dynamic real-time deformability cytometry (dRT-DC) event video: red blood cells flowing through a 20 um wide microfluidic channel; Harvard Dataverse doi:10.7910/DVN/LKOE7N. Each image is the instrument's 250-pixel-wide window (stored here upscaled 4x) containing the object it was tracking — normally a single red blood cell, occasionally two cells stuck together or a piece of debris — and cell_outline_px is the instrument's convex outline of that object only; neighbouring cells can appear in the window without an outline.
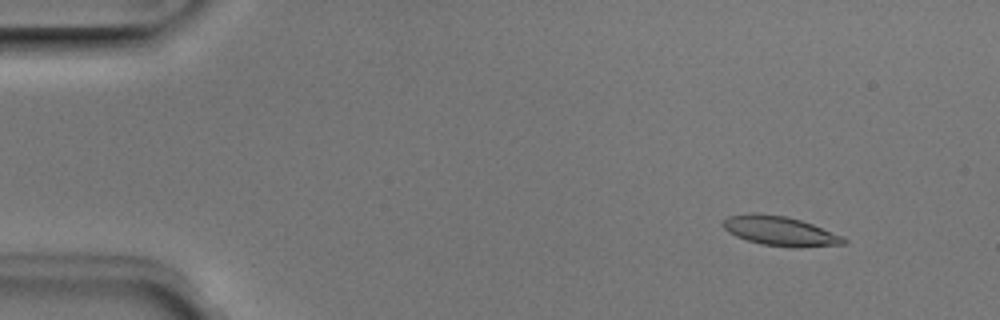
{"species": "Egyptian fruit bat (a non-hibernating species)", "species_latin": "Rousettus aegyptiacus", "temperature_condition": "room temperature", "stored_images_in_passage": 52, "camera_frame_rate_fps": 3000, "um_per_image_px": 0.085, "animal": {"sex": "male"}, "frame": {"image": 1, "passage_image": 5, "time_ms": 1.333, "image_size_px": [1000, 320], "cell_outline_px": [[848, 240], [844, 244], [796, 248], [792, 248], [760, 244], [736, 236], [728, 232], [724, 228], [724, 220], [728, 216], [752, 212], [784, 216], [800, 220], [812, 224], [844, 236]], "centroid_in_image_um": [66.33, 19.64], "position_along_channel_um": 18.7, "area_um2": 20.75}}
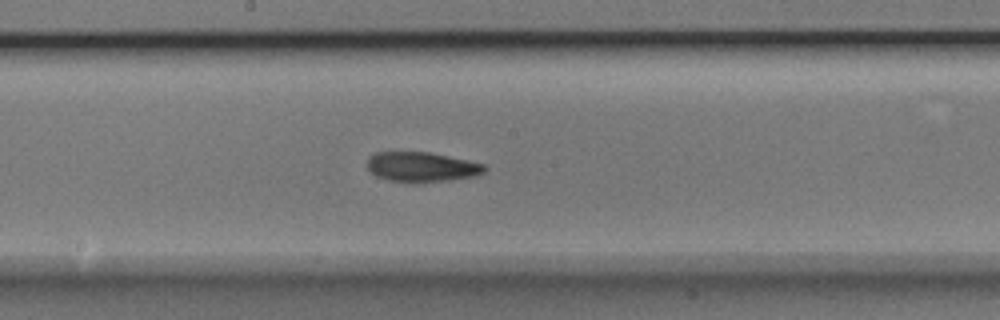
{"frame": {"image": 2, "passage_image": 27, "time_ms": 8.667, "image_size_px": [1000, 320], "cell_outline_px": [[488, 168], [484, 172], [476, 176], [448, 180], [416, 184], [388, 180], [376, 176], [368, 168], [368, 156], [376, 152], [428, 152], [488, 164]], "centroid_in_image_um": [35.88, 14.2], "position_along_channel_um": 212.3, "area_um2": 20.75}}
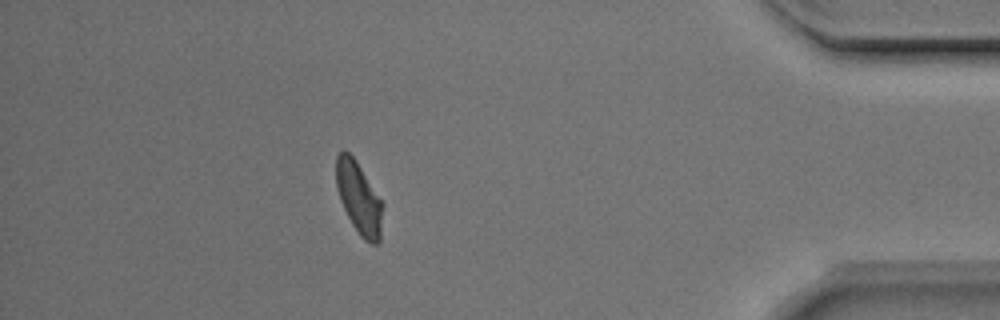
{"frame": {"image": 3, "passage_image": 45, "time_ms": 14.667, "image_size_px": [1000, 320], "cell_outline_px": [[384, 204], [380, 244], [372, 244], [364, 240], [360, 236], [352, 224], [340, 200], [336, 188], [336, 156], [344, 148], [356, 160]], "centroid_in_image_um": [30.52, 16.85], "position_along_channel_um": 404.7, "area_um2": 19.77}, "authors_computed_cell_mechanics": {"area_um2": 20.2878, "velocity_mm_per_s": 3.9546, "shape_relaxation_time_tau1_ms": 10.831, "shape_relaxation_time_tau2_ms": 5.5456, "deformation_change_tau1": 0.2305, "deformation_change_tau2": 0.1189}}